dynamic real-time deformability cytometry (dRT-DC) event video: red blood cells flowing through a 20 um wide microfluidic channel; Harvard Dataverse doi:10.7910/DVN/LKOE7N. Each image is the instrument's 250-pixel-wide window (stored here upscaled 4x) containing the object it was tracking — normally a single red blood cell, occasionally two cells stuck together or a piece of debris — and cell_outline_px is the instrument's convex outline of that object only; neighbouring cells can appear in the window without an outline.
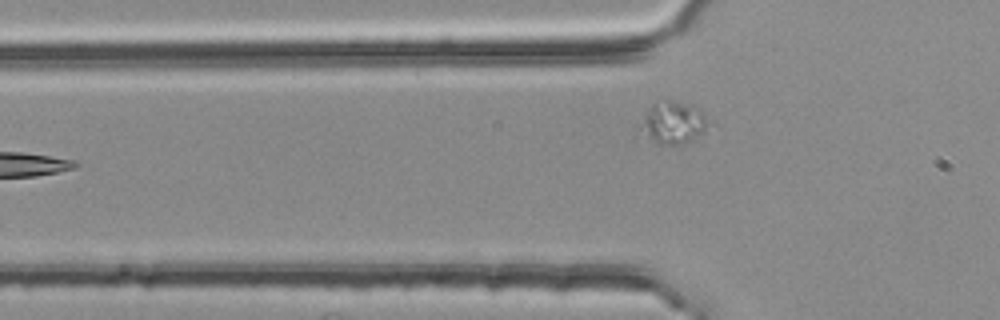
{"species": "common noctule bat (a hibernating species)", "species_latin": "Nyctalus noctula", "temperature_condition": "room temperature", "stored_images_in_passage": 4, "camera_frame_rate_fps": 3000, "um_per_image_px": 0.085, "animal": {"sex": "female", "body_mass_g": 25.1}, "frame": {"image": 1, "passage_image": 3, "time_ms": 0.667, "image_size_px": [1000, 320], "cell_outline_px": [[716, 124], [704, 132], [684, 144], [660, 144], [636, 132], [648, 108], [656, 100], [672, 100], [692, 104], [700, 108]], "centroid_in_image_um": [57.28, 10.4], "position_along_channel_um": 68.5, "area_um2": 17.69}}